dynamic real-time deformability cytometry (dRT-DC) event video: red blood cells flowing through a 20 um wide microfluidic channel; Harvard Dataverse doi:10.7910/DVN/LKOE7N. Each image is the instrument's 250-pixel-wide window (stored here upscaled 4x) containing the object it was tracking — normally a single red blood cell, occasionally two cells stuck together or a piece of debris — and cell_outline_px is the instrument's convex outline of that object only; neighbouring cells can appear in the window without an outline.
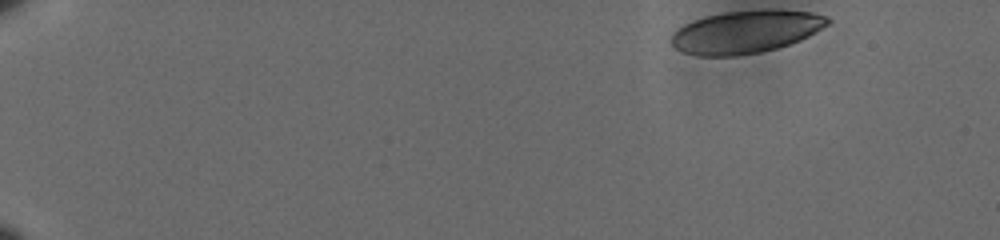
{"species": "human", "species_latin": "Homo sapiens", "temperature_condition": "cold", "stored_images_in_passage": 54, "camera_frame_rate_fps": 3000, "um_per_image_px": 0.085, "donor": {"sex": "male"}, "frame": {"image": 1, "passage_image": 1, "time_ms": 0.0, "image_size_px": [1000, 240], "cell_outline_px": [[832, 20], [828, 24], [808, 36], [800, 40], [776, 48], [760, 52], [736, 56], [696, 56], [684, 52], [676, 48], [672, 44], [672, 32], [684, 24], [692, 20], [704, 16], [724, 12], [812, 12], [828, 16]], "centroid_in_image_um": [63.33, 2.74], "position_along_channel_um": 21.7, "area_um2": 37.97}}
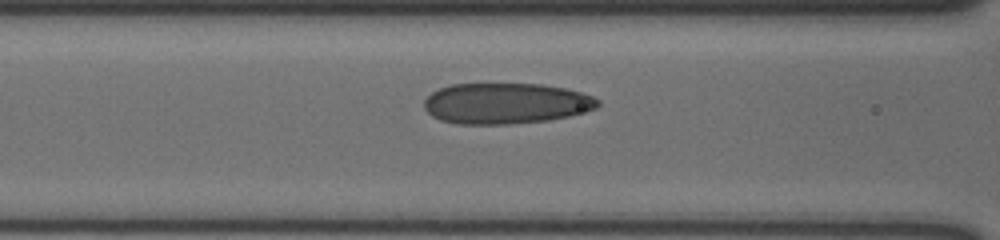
{"frame": {"image": 2, "passage_image": 22, "time_ms": 7.0, "image_size_px": [1000, 240], "cell_outline_px": [[600, 104], [596, 108], [568, 116], [548, 120], [508, 124], [456, 124], [440, 120], [432, 116], [424, 108], [424, 100], [432, 92], [448, 84], [540, 84], [564, 88], [580, 92], [592, 96], [600, 100]], "centroid_in_image_um": [42.97, 8.79], "position_along_channel_um": 123.6, "area_um2": 41.33}}
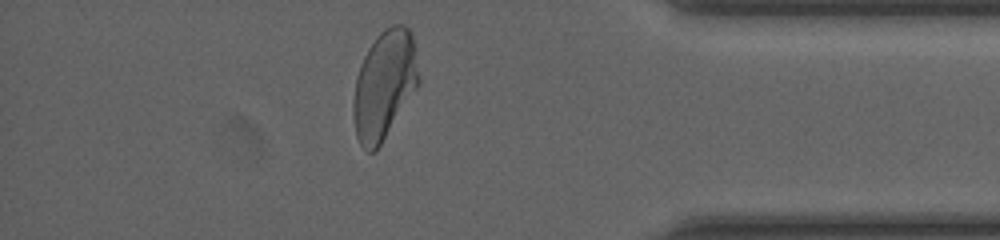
{"frame": {"image": 3, "passage_image": 47, "time_ms": 15.333, "image_size_px": [1000, 240], "cell_outline_px": [[420, 84], [376, 152], [368, 152], [360, 144], [356, 136], [352, 112], [352, 104], [356, 76], [360, 64], [368, 48], [376, 36], [384, 28], [392, 24], [404, 24], [412, 32], [420, 80]], "centroid_in_image_um": [32.66, 7.21], "position_along_channel_um": 402.5, "area_um2": 41.91}, "authors_computed_cell_mechanics": {"area_um2": 40.7779, "velocity_mm_per_s": 3.597, "shape_relaxation_time_tau1_ms": 7.6433, "shape_relaxation_time_tau2_ms": 1.1654, "deformation_change_tau1": 0.1889, "deformation_change_tau2": 0.0799}}